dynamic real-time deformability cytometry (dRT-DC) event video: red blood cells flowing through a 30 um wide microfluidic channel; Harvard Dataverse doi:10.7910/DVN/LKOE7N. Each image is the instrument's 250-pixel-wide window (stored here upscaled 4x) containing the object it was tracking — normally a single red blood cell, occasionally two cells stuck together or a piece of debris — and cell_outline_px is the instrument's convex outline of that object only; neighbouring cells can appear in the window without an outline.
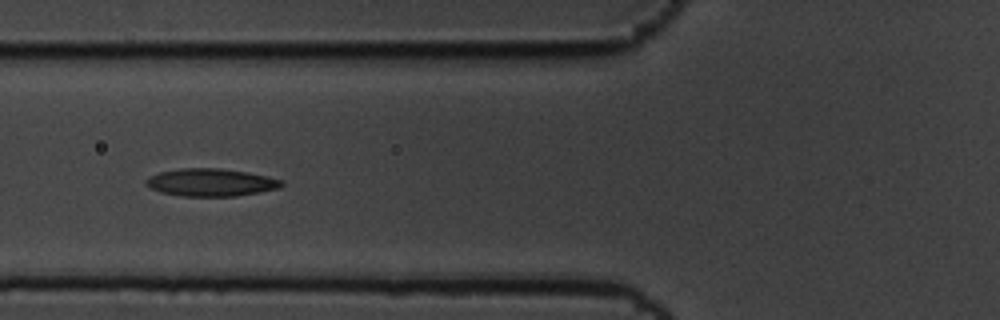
{"species": "common noctule bat (a hibernating species)", "species_latin": "Nyctalus noctula", "temperature_condition": "cold", "stored_images_in_passage": 10, "camera_frame_rate_fps": 3000, "um_per_image_px": 0.085, "animal": {"sex": "male", "body_mass_g": 19.5, "forearm_length_mm": 54.6}, "frame": {"image": 1, "passage_image": 5, "time_ms": 1.333, "image_size_px": [1000, 320], "cell_outline_px": [[284, 184], [280, 188], [260, 192], [236, 196], [180, 196], [160, 192], [144, 184], [144, 180], [148, 176], [160, 172], [180, 168], [220, 168], [248, 172], [268, 176], [284, 180]], "centroid_in_image_um": [17.93, 15.5], "position_along_channel_um": 107.9, "area_um2": 22.08}}
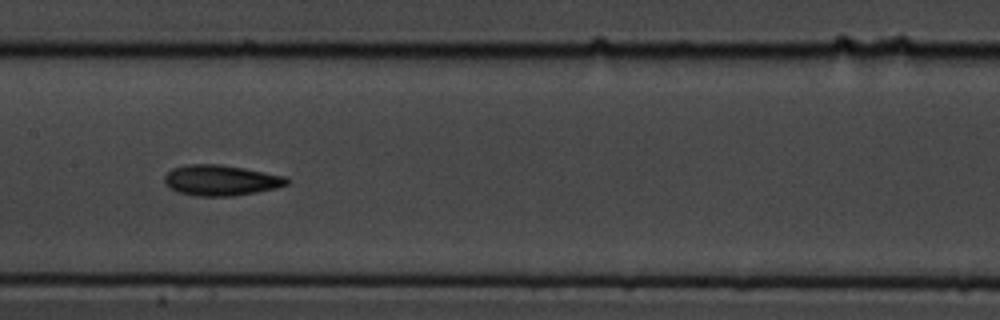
{"frame": {"image": 2, "passage_image": 7, "time_ms": 2.0, "image_size_px": [1000, 320], "cell_outline_px": [[288, 184], [276, 188], [256, 192], [232, 196], [196, 196], [180, 192], [172, 188], [164, 180], [164, 176], [172, 168], [188, 164], [220, 164], [244, 168], [284, 176], [288, 180]], "centroid_in_image_um": [18.78, 15.32], "position_along_channel_um": 188.6, "area_um2": 21.56}}
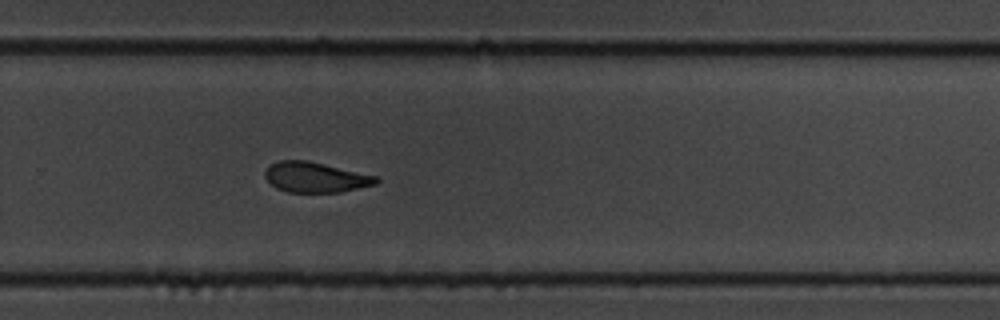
{"frame": {"image": 3, "passage_image": 10, "time_ms": 3.0, "image_size_px": [1000, 320], "cell_outline_px": [[380, 180], [376, 184], [340, 192], [288, 192], [276, 188], [264, 176], [264, 172], [268, 164], [280, 160], [308, 160], [376, 176]], "centroid_in_image_um": [26.78, 15.06], "position_along_channel_um": 303.0, "area_um2": 19.59}}